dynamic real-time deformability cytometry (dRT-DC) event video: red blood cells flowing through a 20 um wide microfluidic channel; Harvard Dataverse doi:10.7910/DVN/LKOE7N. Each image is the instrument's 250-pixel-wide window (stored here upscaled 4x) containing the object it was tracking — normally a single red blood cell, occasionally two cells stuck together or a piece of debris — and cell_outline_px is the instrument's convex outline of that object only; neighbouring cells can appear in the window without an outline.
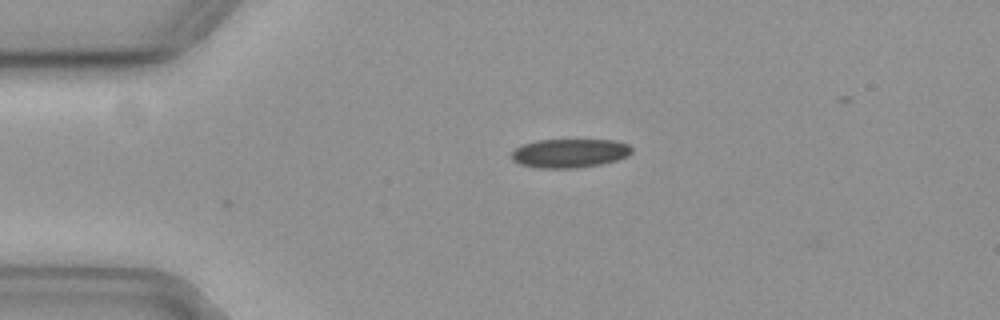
{"species": "common noctule bat (a hibernating species)", "species_latin": "Nyctalus noctula", "temperature_condition": "cold", "stored_images_in_passage": 3, "camera_frame_rate_fps": 3000, "um_per_image_px": 0.085, "animal": {"sex": "female", "body_mass_g": 19.3, "forearm_length_mm": 54.1}, "frame": {"image": 1, "passage_image": 3, "time_ms": 0.667, "image_size_px": [1000, 320], "cell_outline_px": [[632, 152], [628, 156], [616, 160], [600, 164], [576, 168], [536, 168], [520, 164], [512, 160], [512, 152], [516, 148], [524, 144], [536, 140], [616, 140], [628, 144], [632, 148]], "centroid_in_image_um": [48.43, 13.02], "position_along_channel_um": 36.6, "area_um2": 20.23}}